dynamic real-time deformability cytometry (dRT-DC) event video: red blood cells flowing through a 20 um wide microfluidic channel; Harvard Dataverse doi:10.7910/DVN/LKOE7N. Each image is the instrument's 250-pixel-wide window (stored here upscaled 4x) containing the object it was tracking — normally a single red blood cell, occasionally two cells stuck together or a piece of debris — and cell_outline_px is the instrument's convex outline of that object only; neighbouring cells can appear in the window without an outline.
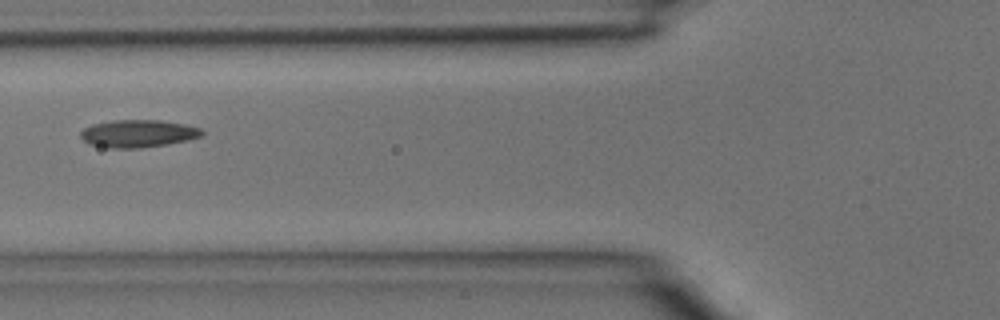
{"species": "common noctule bat (a hibernating species)", "species_latin": "Nyctalus noctula", "temperature_condition": "room temperature", "stored_images_in_passage": 6, "camera_frame_rate_fps": 3000, "um_per_image_px": 0.085, "animal": {"sex": "male", "body_mass_g": 15.6}, "frame": {"image": 1, "passage_image": 6, "time_ms": 1.667, "image_size_px": [1000, 320], "cell_outline_px": [[204, 136], [188, 140], [168, 144], [140, 148], [108, 148], [88, 144], [80, 136], [80, 132], [84, 128], [92, 124], [112, 120], [160, 120], [184, 124], [200, 128], [204, 132]], "centroid_in_image_um": [11.74, 11.35], "position_along_channel_um": 114.1, "area_um2": 19.65}}